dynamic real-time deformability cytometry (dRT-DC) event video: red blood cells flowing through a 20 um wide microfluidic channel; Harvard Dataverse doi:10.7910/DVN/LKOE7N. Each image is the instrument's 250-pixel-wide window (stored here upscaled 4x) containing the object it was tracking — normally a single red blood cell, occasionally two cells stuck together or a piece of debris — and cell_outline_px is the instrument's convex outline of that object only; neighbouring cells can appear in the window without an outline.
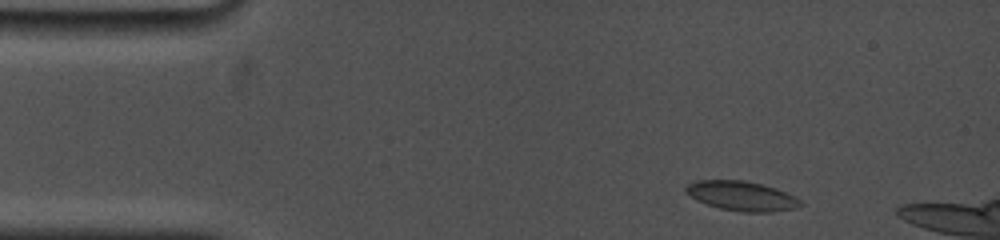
{"species": "common noctule bat (a hibernating species)", "species_latin": "Nyctalus noctula", "temperature_condition": "cold", "stored_images_in_passage": 31, "camera_frame_rate_fps": 5000, "um_per_image_px": 0.085, "animal": {"sex": "female", "body_mass_g": 19.0, "forearm_length_mm": 53.3}, "frame": {"image": 1, "passage_image": 2, "time_ms": 0.4, "image_size_px": [1000, 240], "cell_outline_px": [[804, 204], [796, 208], [772, 212], [744, 212], [720, 208], [696, 200], [684, 192], [684, 188], [688, 184], [696, 180], [744, 180], [776, 188], [796, 196]], "centroid_in_image_um": [63.05, 16.65], "position_along_channel_um": 21.9, "area_um2": 19.83}}
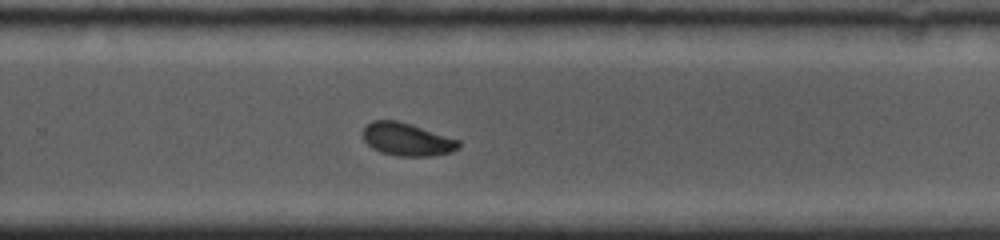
{"frame": {"image": 2, "passage_image": 17, "time_ms": 9.6, "image_size_px": [1000, 240], "cell_outline_px": [[460, 144], [452, 152], [428, 156], [400, 156], [380, 152], [372, 148], [364, 140], [364, 128], [372, 120], [396, 120], [460, 140]], "centroid_in_image_um": [34.58, 11.85], "position_along_channel_um": 295.2, "area_um2": 17.98}}
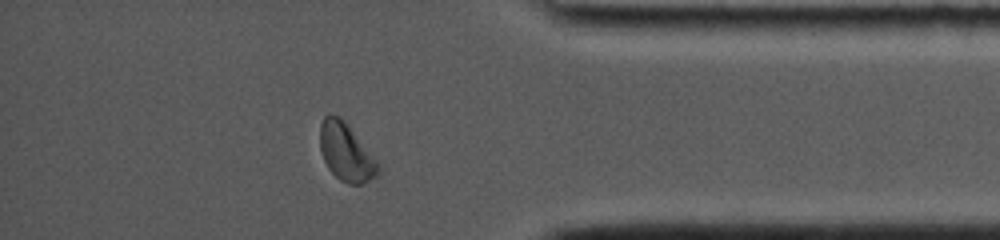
{"frame": {"image": 3, "passage_image": 25, "time_ms": 12.8, "image_size_px": [1000, 240], "cell_outline_px": [[380, 172], [376, 176], [364, 184], [348, 184], [340, 180], [328, 168], [324, 160], [320, 148], [320, 124], [324, 116], [332, 112], [340, 116], [344, 120], [376, 160], [380, 168]], "centroid_in_image_um": [29.4, 12.92], "position_along_channel_um": 405.8, "area_um2": 19.54}, "authors_computed_cell_mechanics": {"area_um2": 19.1318, "velocity_mm_per_s": 3.7414, "shape_relaxation_time_tau1_ms": 5.4996, "shape_relaxation_time_tau2_ms": 1.8383, "deformation_change_tau1": 0.1175, "deformation_change_tau2": 0.039}}